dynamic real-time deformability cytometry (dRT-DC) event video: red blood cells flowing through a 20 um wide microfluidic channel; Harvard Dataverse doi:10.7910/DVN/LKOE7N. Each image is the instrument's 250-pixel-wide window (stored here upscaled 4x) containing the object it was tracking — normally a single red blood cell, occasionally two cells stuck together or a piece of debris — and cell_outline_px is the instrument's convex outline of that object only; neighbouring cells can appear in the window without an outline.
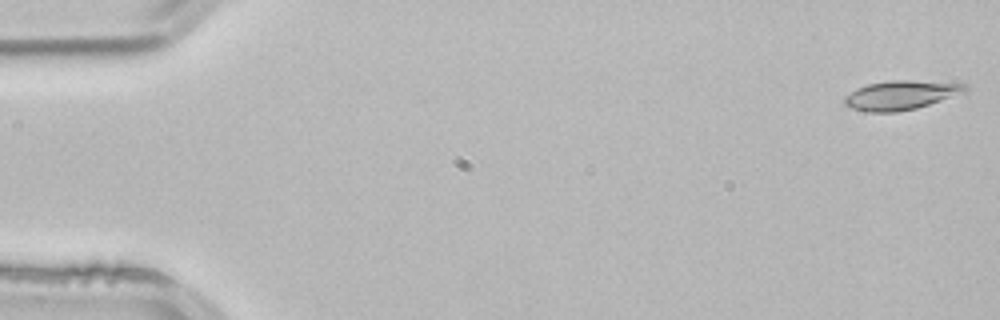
{"species": "common noctule bat (a hibernating species)", "species_latin": "Nyctalus noctula", "temperature_condition": "room temperature", "stored_images_in_passage": 3, "camera_frame_rate_fps": 3000, "um_per_image_px": 0.085, "animal": {"sex": "male", "body_mass_g": 21.5, "forearm_length_mm": 52.0}, "frame": {"image": 1, "passage_image": 1, "time_ms": 0.0, "image_size_px": [1000, 320], "cell_outline_px": [[968, 92], [916, 108], [896, 112], [868, 112], [852, 108], [844, 104], [844, 96], [856, 88], [868, 84], [892, 80], [908, 80], [968, 84]], "centroid_in_image_um": [76.59, 8.08], "position_along_channel_um": 8.4, "area_um2": 20.52}}
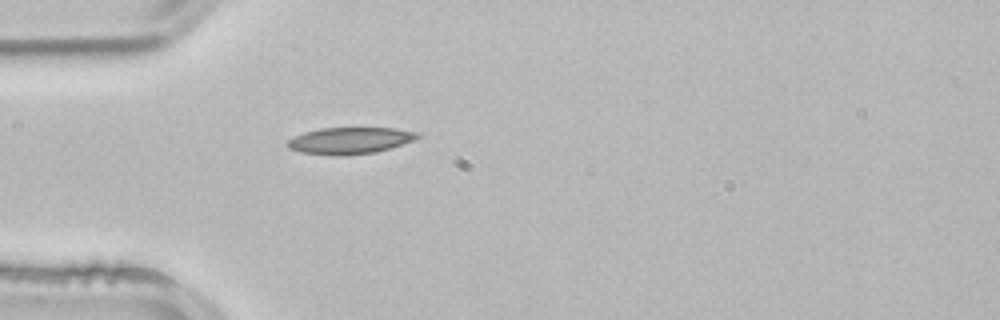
{"frame": {"image": 2, "passage_image": 3, "time_ms": 0.667, "image_size_px": [1000, 320], "cell_outline_px": [[420, 136], [412, 140], [376, 152], [344, 156], [336, 156], [300, 152], [288, 148], [288, 140], [304, 132], [320, 128], [396, 128], [420, 132]], "centroid_in_image_um": [29.73, 11.95], "position_along_channel_um": 55.3, "area_um2": 20.06}}